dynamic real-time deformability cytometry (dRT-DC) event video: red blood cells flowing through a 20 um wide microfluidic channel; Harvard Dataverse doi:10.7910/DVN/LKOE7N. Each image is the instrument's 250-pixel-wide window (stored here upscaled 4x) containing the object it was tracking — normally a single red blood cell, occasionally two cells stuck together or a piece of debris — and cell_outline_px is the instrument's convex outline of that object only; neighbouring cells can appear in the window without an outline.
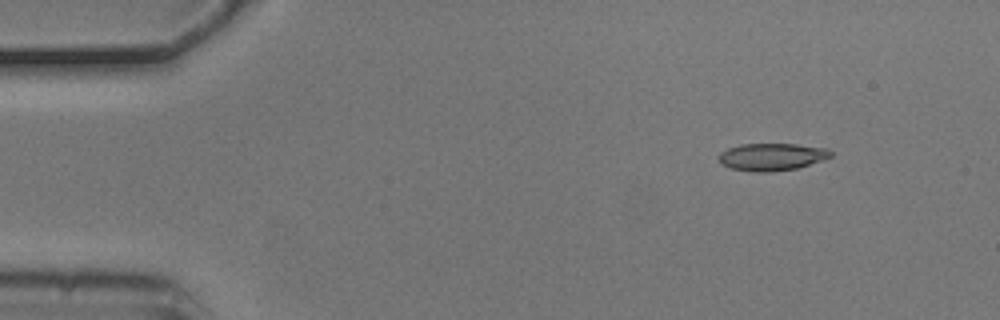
{"species": "common noctule bat (a hibernating species)", "species_latin": "Nyctalus noctula", "temperature_condition": "cold", "stored_images_in_passage": 4, "segment_of_instrument_passage": [2, 2], "camera_frame_rate_fps": 3000, "um_per_image_px": 0.085, "animal": {"sex": "male", "body_mass_g": 20.5, "forearm_length_mm": 52.5}, "frame": {"image": 1, "passage_image": 4, "time_ms": 1.0, "image_size_px": [1000, 320], "cell_outline_px": [[832, 156], [796, 168], [772, 172], [752, 172], [732, 168], [720, 164], [716, 156], [720, 152], [728, 148], [740, 144], [796, 144], [828, 148], [832, 152]], "centroid_in_image_um": [65.54, 13.33], "position_along_channel_um": 19.5, "area_um2": 17.92}}